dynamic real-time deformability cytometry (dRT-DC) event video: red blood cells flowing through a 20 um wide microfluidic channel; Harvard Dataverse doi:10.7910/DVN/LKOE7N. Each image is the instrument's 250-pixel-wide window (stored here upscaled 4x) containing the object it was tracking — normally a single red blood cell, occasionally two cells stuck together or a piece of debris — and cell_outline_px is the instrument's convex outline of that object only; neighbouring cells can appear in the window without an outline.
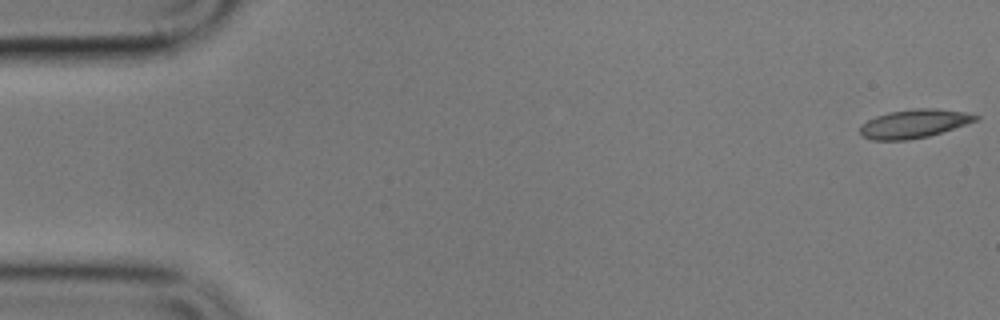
{"species": "common noctule bat (a hibernating species)", "species_latin": "Nyctalus noctula", "temperature_condition": "cold", "stored_images_in_passage": 5, "camera_frame_rate_fps": 3000, "um_per_image_px": 0.085, "animal": {"sex": "male", "body_mass_g": 17.9}, "frame": {"image": 1, "passage_image": 1, "time_ms": 0.0, "image_size_px": [1000, 320], "cell_outline_px": [[980, 120], [928, 136], [908, 140], [872, 140], [860, 136], [860, 124], [876, 116], [888, 112], [912, 108], [936, 108], [964, 112], [980, 116]], "centroid_in_image_um": [77.68, 10.51], "position_along_channel_um": 7.3, "area_um2": 19.42}}
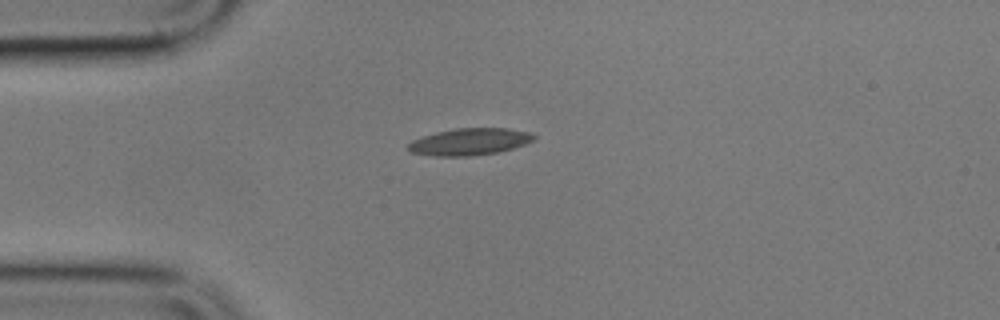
{"frame": {"image": 2, "passage_image": 5, "time_ms": 4.667, "image_size_px": [1000, 320], "cell_outline_px": [[536, 136], [532, 140], [524, 144], [512, 148], [496, 152], [468, 156], [432, 156], [412, 152], [408, 148], [408, 144], [412, 140], [436, 132], [452, 128], [508, 128], [528, 132]], "centroid_in_image_um": [39.88, 12.04], "position_along_channel_um": 45.1, "area_um2": 19.48}}